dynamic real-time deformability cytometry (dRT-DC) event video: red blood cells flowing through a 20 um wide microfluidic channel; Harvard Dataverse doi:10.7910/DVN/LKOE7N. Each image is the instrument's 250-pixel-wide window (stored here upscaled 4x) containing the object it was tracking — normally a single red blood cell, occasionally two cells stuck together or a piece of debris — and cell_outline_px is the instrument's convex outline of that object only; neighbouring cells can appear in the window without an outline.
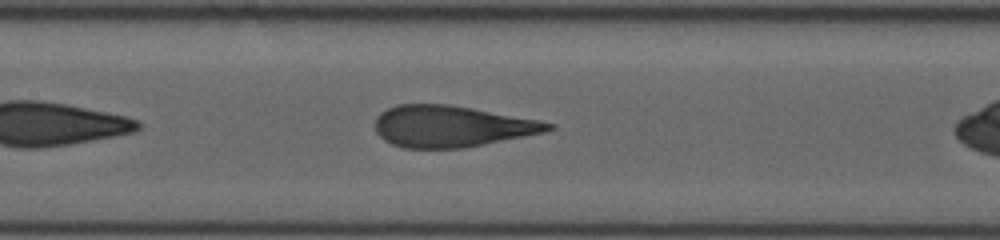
{"species": "human", "species_latin": "Homo sapiens", "temperature_condition": "room temperature", "stored_images_in_passage": 25, "camera_frame_rate_fps": 3000, "um_per_image_px": 0.085, "donor": {"sex": "female"}, "frame": {"image": 1, "passage_image": 8, "time_ms": 2.0, "image_size_px": [1000, 240], "cell_outline_px": [[556, 128], [544, 132], [464, 148], [404, 148], [392, 144], [384, 140], [376, 132], [376, 116], [380, 112], [396, 104], [448, 104], [472, 108], [540, 120], [556, 124]], "centroid_in_image_um": [38.37, 10.73], "position_along_channel_um": 169.0, "area_um2": 41.73}}
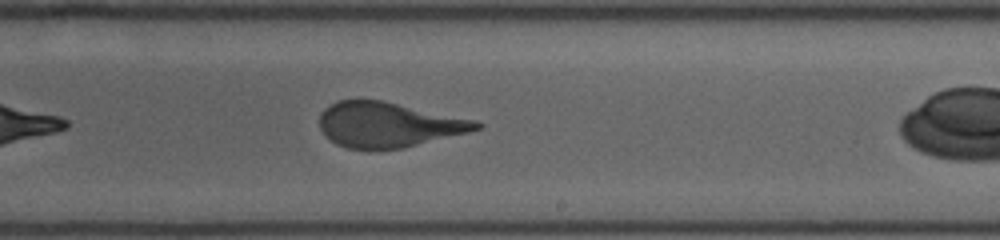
{"frame": {"image": 2, "passage_image": 15, "time_ms": 4.333, "image_size_px": [1000, 240], "cell_outline_px": [[484, 124], [480, 128], [468, 132], [404, 148], [348, 148], [336, 144], [320, 128], [320, 112], [324, 108], [336, 100], [384, 100], [476, 120]], "centroid_in_image_um": [33.02, 10.57], "position_along_channel_um": 256.0, "area_um2": 40.86}}
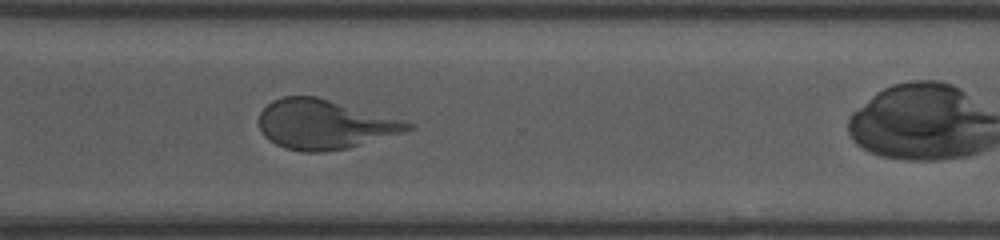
{"frame": {"image": 3, "passage_image": 21, "time_ms": 6.667, "image_size_px": [1000, 240], "cell_outline_px": [[416, 128], [348, 148], [320, 152], [304, 152], [284, 148], [268, 140], [264, 136], [260, 128], [260, 112], [272, 100], [284, 96], [316, 96], [404, 120], [412, 124]], "centroid_in_image_um": [27.55, 10.57], "position_along_channel_um": 343.0, "area_um2": 42.6}}